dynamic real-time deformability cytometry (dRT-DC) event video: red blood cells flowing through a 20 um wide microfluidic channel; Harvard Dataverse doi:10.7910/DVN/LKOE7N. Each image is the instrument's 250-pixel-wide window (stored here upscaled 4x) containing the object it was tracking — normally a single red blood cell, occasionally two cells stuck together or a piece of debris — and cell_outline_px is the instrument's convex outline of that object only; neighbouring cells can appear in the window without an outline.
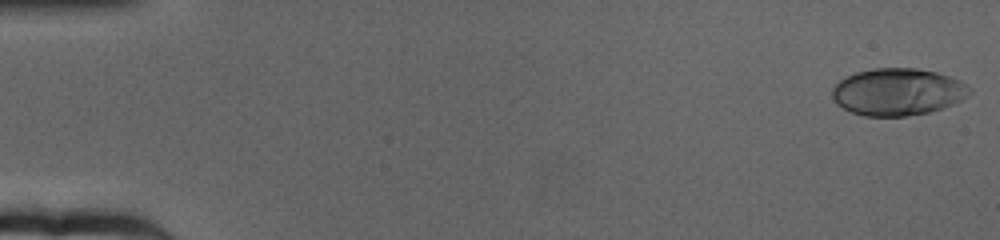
{"species": "human", "species_latin": "Homo sapiens", "temperature_condition": "cold", "stored_images_in_passage": 64, "camera_frame_rate_fps": 3000, "um_per_image_px": 0.085, "donor": {"sex": "female"}, "frame": {"image": 1, "passage_image": 1, "time_ms": 0.0, "image_size_px": [1000, 240], "cell_outline_px": [[972, 92], [968, 96], [952, 104], [928, 112], [904, 116], [864, 116], [852, 112], [836, 104], [832, 96], [832, 88], [840, 80], [856, 72], [872, 68], [916, 68], [936, 72], [960, 80], [972, 88]], "centroid_in_image_um": [76.31, 7.8], "position_along_channel_um": 8.7, "area_um2": 37.63}}
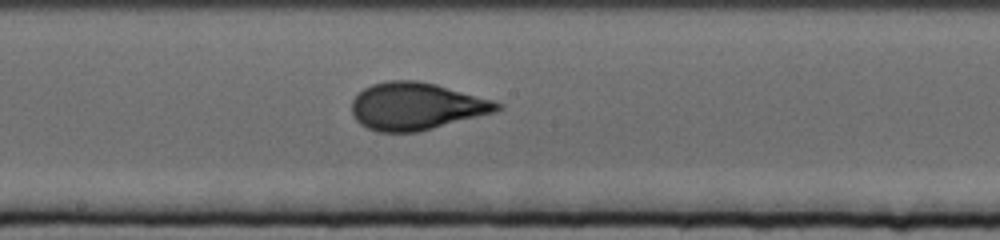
{"frame": {"image": 2, "passage_image": 35, "time_ms": 11.333, "image_size_px": [1000, 240], "cell_outline_px": [[504, 108], [496, 112], [416, 132], [376, 132], [360, 124], [352, 116], [352, 100], [364, 88], [372, 84], [388, 80], [420, 80], [436, 84], [492, 100], [504, 104]], "centroid_in_image_um": [35.38, 9.03], "position_along_channel_um": 212.8, "area_um2": 40.11}}
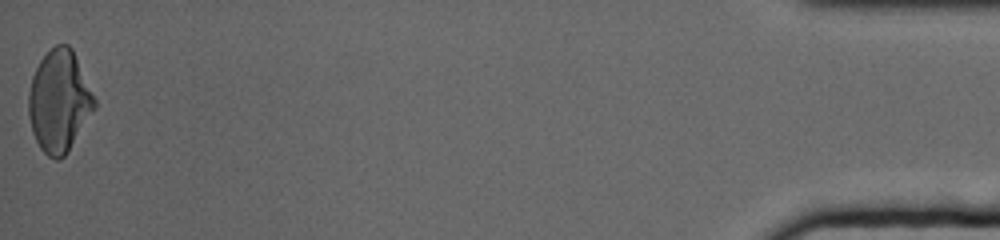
{"frame": {"image": 3, "passage_image": 64, "time_ms": 21.0, "image_size_px": [1000, 240], "cell_outline_px": [[96, 108], [64, 156], [60, 160], [56, 160], [48, 156], [40, 148], [32, 132], [28, 116], [28, 92], [32, 76], [40, 60], [56, 44], [68, 44], [72, 48], [96, 100]], "centroid_in_image_um": [5.02, 8.6], "position_along_channel_um": 430.2, "area_um2": 38.96}, "authors_computed_cell_mechanics": {"area_um2": 38.5526, "velocity_mm_per_s": 3.1703, "shape_relaxation_time_tau1_ms": 6.0602, "shape_relaxation_time_tau2_ms": null, "deformation_change_tau1": 0.2001, "deformation_change_tau2": null}}